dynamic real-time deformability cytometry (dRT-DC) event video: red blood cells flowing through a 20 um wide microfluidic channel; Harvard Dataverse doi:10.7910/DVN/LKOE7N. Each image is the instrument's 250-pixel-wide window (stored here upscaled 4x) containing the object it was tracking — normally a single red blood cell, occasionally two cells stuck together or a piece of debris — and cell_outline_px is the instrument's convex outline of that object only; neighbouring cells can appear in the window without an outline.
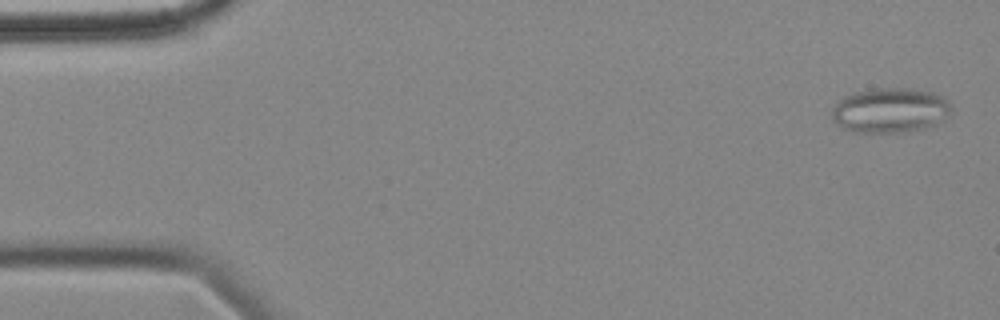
{"species": "common noctule bat (a hibernating species)", "species_latin": "Nyctalus noctula", "temperature_condition": "cold", "stored_images_in_passage": 6, "camera_frame_rate_fps": 3000, "um_per_image_px": 0.085, "animal": {"sex": "female", "body_mass_g": 18.4}, "frame": {"image": 1, "passage_image": 1, "time_ms": 0.0, "image_size_px": [1000, 320], "cell_outline_px": [[952, 112], [944, 120], [936, 124], [924, 128], [908, 132], [852, 132], [836, 124], [832, 120], [832, 108], [844, 96], [852, 92], [872, 88], [912, 88], [932, 92], [944, 96], [948, 100], [952, 108]], "centroid_in_image_um": [75.68, 9.37], "position_along_channel_um": 9.3, "area_um2": 31.73}}
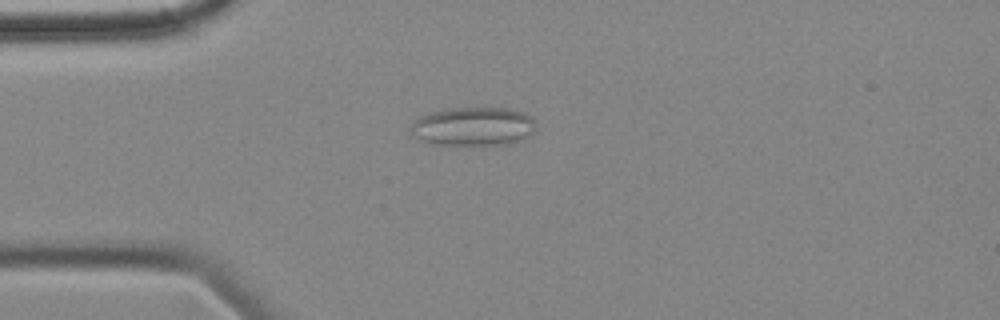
{"frame": {"image": 2, "passage_image": 4, "time_ms": 4.0, "image_size_px": [1000, 320], "cell_outline_px": [[536, 128], [532, 136], [508, 144], [436, 144], [420, 140], [408, 128], [420, 116], [432, 112], [452, 108], [508, 108], [532, 116], [536, 120]], "centroid_in_image_um": [40.29, 10.74], "position_along_channel_um": 44.7, "area_um2": 28.15}}